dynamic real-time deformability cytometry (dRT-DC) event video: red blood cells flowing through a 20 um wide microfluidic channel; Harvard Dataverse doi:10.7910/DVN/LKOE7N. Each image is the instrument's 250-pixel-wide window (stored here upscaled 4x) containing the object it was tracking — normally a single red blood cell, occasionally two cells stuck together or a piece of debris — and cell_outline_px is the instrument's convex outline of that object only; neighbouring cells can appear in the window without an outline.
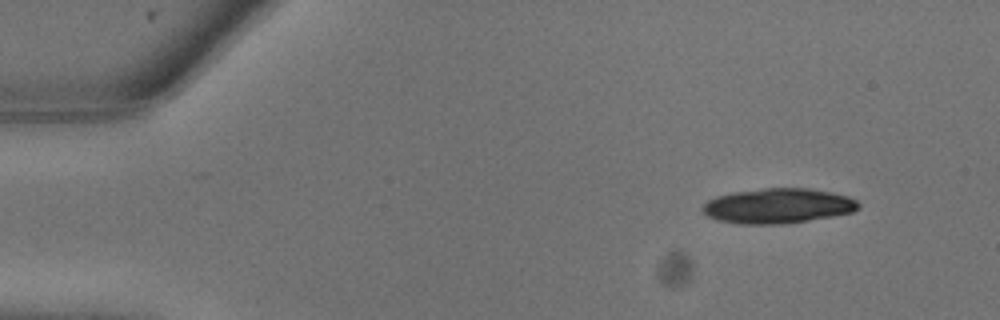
{"species": "common noctule bat (a hibernating species)", "species_latin": "Nyctalus noctula", "temperature_condition": "warm", "stored_images_in_passage": 9, "camera_frame_rate_fps": 3000, "um_per_image_px": 0.085, "animal": {"sex": "male", "body_mass_g": 13.3}, "frame": {"image": 1, "passage_image": 1, "time_ms": 0.0, "image_size_px": [1000, 320], "cell_outline_px": [[860, 208], [852, 212], [832, 216], [808, 220], [780, 224], [736, 224], [716, 220], [700, 212], [700, 208], [708, 200], [716, 196], [732, 192], [764, 188], [808, 188], [832, 192], [848, 196], [856, 200], [860, 204]], "centroid_in_image_um": [66.08, 17.5], "position_along_channel_um": 18.9, "area_um2": 32.02}}